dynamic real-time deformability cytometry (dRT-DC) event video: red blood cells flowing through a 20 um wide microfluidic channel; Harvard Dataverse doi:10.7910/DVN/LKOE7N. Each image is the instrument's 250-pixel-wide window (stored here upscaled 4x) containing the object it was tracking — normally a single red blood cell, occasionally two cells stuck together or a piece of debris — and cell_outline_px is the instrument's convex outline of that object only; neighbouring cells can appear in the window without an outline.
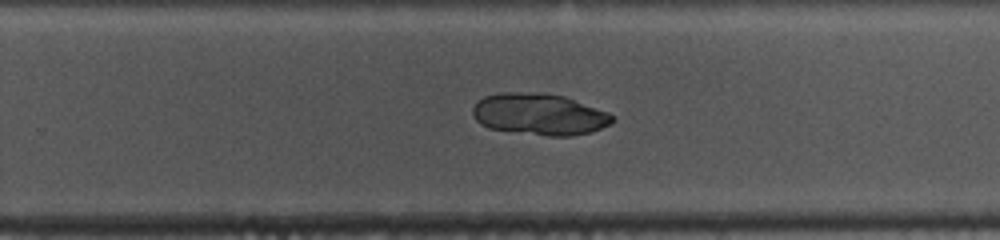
{"species": "common noctule bat (a hibernating species)", "species_latin": "Nyctalus noctula", "temperature_condition": "cold", "stored_images_in_passage": 44, "camera_frame_rate_fps": 3000, "um_per_image_px": 0.085, "animal": {"sex": "female", "body_mass_g": 10.0, "forearm_length_mm": 53.1}, "frame": {"image": 1, "passage_image": 24, "time_ms": 7.667, "image_size_px": [1000, 240], "cell_outline_px": [[616, 120], [612, 124], [592, 132], [572, 136], [548, 136], [488, 128], [480, 124], [476, 120], [472, 112], [472, 108], [484, 96], [500, 92], [544, 92], [564, 96], [608, 112], [616, 116]], "centroid_in_image_um": [45.88, 9.71], "position_along_channel_um": 283.9, "area_um2": 34.16}}
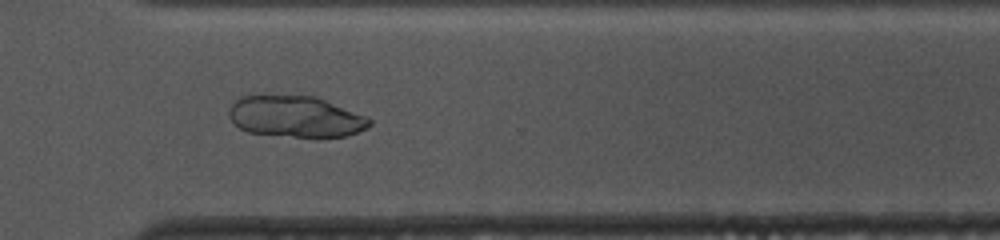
{"frame": {"image": 2, "passage_image": 29, "time_ms": 9.333, "image_size_px": [1000, 240], "cell_outline_px": [[372, 124], [368, 128], [348, 136], [316, 140], [248, 132], [240, 128], [228, 116], [228, 112], [232, 104], [240, 96], [316, 96], [364, 116], [372, 120]], "centroid_in_image_um": [25.17, 9.96], "position_along_channel_um": 345.4, "area_um2": 34.33}}